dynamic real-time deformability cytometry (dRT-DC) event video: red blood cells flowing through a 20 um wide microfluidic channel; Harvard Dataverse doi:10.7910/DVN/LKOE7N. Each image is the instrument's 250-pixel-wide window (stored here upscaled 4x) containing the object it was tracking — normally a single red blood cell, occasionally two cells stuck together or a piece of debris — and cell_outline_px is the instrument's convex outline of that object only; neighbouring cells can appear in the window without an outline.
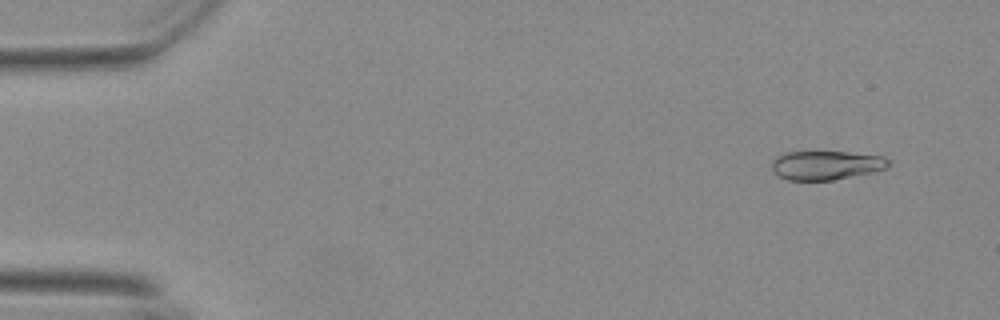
{"species": "Egyptian fruit bat (a non-hibernating species)", "species_latin": "Rousettus aegyptiacus", "temperature_condition": "warm", "stored_images_in_passage": 56, "camera_frame_rate_fps": 3000, "um_per_image_px": 0.085, "animal": {"sex": "female"}, "frame": {"image": 1, "passage_image": 5, "time_ms": 1.333, "image_size_px": [1000, 320], "cell_outline_px": [[888, 168], [872, 172], [832, 180], [788, 180], [780, 176], [772, 168], [772, 160], [776, 156], [784, 152], [848, 152], [884, 156], [888, 160]], "centroid_in_image_um": [70.22, 14.03], "position_along_channel_um": 14.8, "area_um2": 19.59}}
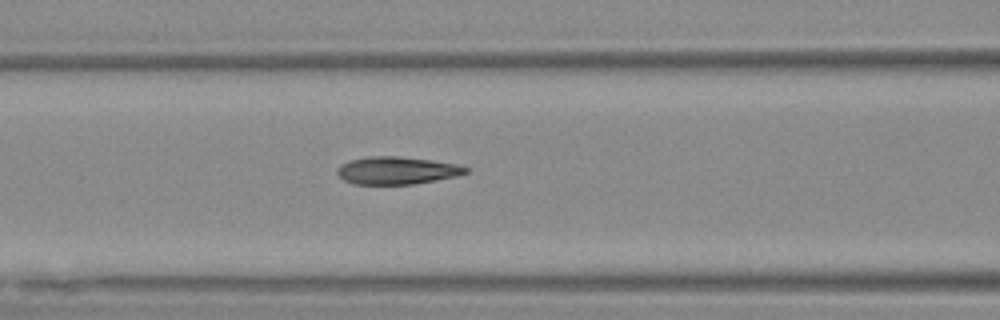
{"frame": {"image": 2, "passage_image": 24, "time_ms": 7.667, "image_size_px": [1000, 320], "cell_outline_px": [[468, 172], [456, 176], [436, 180], [412, 184], [356, 184], [344, 180], [336, 172], [336, 168], [340, 164], [348, 160], [368, 156], [396, 156], [432, 160], [456, 164], [468, 168]], "centroid_in_image_um": [33.69, 14.48], "position_along_channel_um": 132.9, "area_um2": 20.63}}
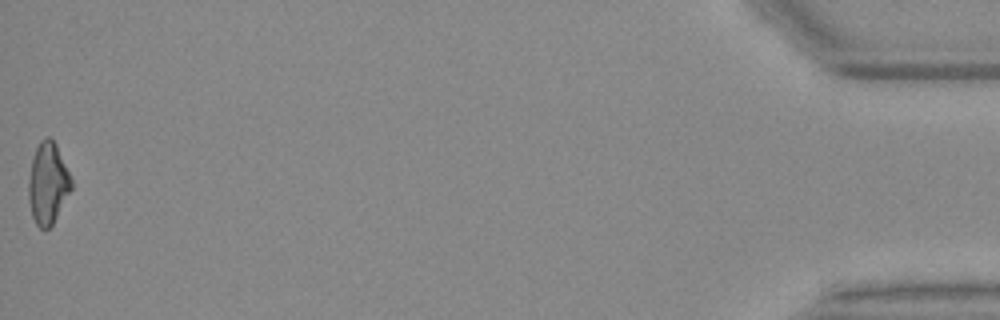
{"frame": {"image": 3, "passage_image": 56, "time_ms": 18.333, "image_size_px": [1000, 320], "cell_outline_px": [[72, 188], [52, 224], [48, 228], [40, 228], [36, 224], [32, 216], [28, 200], [28, 180], [32, 160], [36, 148], [40, 140], [44, 136], [48, 136], [56, 144], [72, 180]], "centroid_in_image_um": [4.05, 15.57], "position_along_channel_um": 431.2, "area_um2": 20.11}, "authors_computed_cell_mechanics": {"area_um2": 20.7502, "velocity_mm_per_s": 3.707, "shape_relaxation_time_tau1_ms": null, "shape_relaxation_time_tau2_ms": 2.0316, "deformation_change_tau1": null, "deformation_change_tau2": 0.0854}}